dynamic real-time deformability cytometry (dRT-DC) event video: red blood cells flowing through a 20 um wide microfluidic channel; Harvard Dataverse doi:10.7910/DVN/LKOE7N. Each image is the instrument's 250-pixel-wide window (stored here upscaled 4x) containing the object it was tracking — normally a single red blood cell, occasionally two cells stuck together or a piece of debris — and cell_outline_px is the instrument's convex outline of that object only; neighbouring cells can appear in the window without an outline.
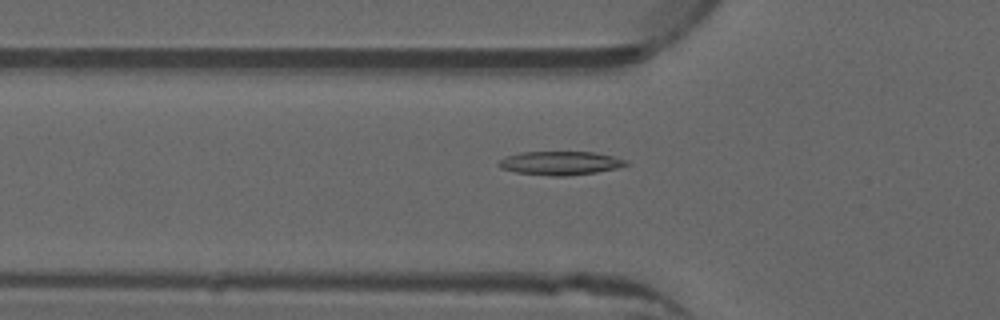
{"species": "common noctule bat (a hibernating species)", "species_latin": "Nyctalus noctula", "temperature_condition": "warm", "stored_images_in_passage": 35, "camera_frame_rate_fps": 3000, "um_per_image_px": 0.085, "animal": {"sex": "male", "forearm_length_mm": 52.5}, "frame": {"image": 1, "passage_image": 7, "time_ms": 2.0, "image_size_px": [1000, 320], "cell_outline_px": [[628, 164], [616, 168], [596, 172], [564, 176], [552, 176], [516, 172], [500, 168], [496, 164], [500, 160], [508, 156], [520, 152], [592, 152], [612, 156], [628, 160]], "centroid_in_image_um": [47.6, 13.86], "position_along_channel_um": 78.2, "area_um2": 17.4}}
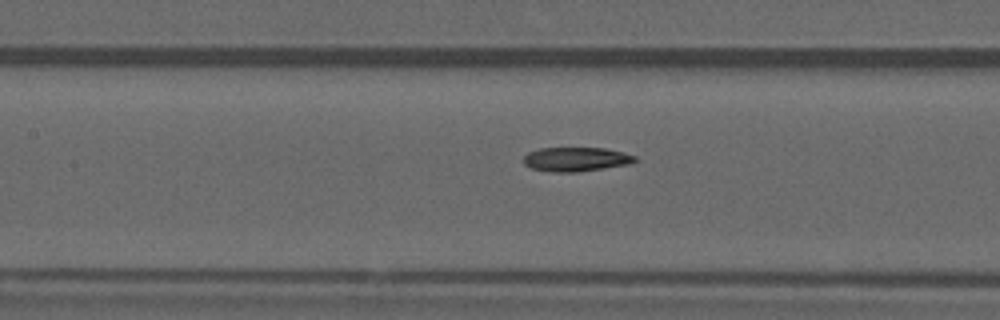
{"frame": {"image": 2, "passage_image": 13, "time_ms": 4.0, "image_size_px": [1000, 320], "cell_outline_px": [[640, 160], [632, 164], [576, 172], [552, 172], [532, 168], [524, 164], [524, 156], [528, 152], [540, 148], [604, 148], [624, 152], [636, 156]], "centroid_in_image_um": [49.02, 13.53], "position_along_channel_um": 158.4, "area_um2": 15.84}}
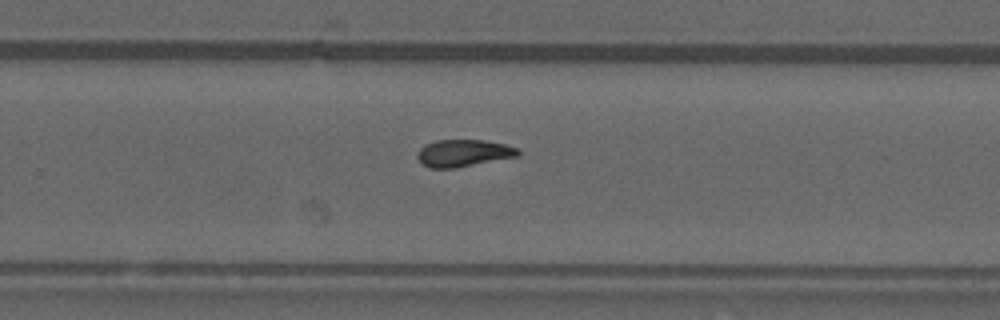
{"frame": {"image": 3, "passage_image": 23, "time_ms": 7.333, "image_size_px": [1000, 320], "cell_outline_px": [[520, 156], [456, 168], [428, 168], [416, 156], [420, 148], [424, 144], [436, 140], [484, 140], [504, 144], [516, 148], [520, 152]], "centroid_in_image_um": [39.39, 13.01], "position_along_channel_um": 290.4, "area_um2": 15.95}, "authors_computed_cell_mechanics": {"area_um2": 16.2996, "velocity_mm_per_s": 3.9718, "shape_relaxation_time_tau1_ms": null, "shape_relaxation_time_tau2_ms": 8.3397, "deformation_change_tau1": null, "deformation_change_tau2": 0.149}}